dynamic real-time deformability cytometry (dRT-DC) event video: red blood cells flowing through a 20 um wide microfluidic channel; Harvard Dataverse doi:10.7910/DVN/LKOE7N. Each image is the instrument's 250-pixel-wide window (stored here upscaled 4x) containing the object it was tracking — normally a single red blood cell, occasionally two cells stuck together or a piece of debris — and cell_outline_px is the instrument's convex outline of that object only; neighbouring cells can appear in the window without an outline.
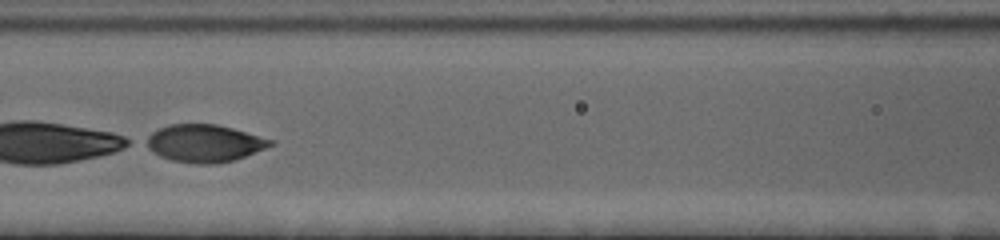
{"species": "human", "species_latin": "Homo sapiens", "temperature_condition": "cold", "stored_images_in_passage": 46, "segment_of_instrument_passage": [2, 2], "camera_frame_rate_fps": 3000, "um_per_image_px": 0.085, "donor": {"sex": "female"}, "frame": {"image": 1, "passage_image": 15, "time_ms": 4.667, "image_size_px": [1000, 240], "cell_outline_px": [[276, 144], [244, 156], [232, 160], [216, 164], [196, 164], [172, 160], [160, 156], [152, 152], [140, 144], [140, 140], [152, 132], [168, 124], [216, 124], [232, 128], [276, 140]], "centroid_in_image_um": [17.3, 12.17], "position_along_channel_um": 149.3, "area_um2": 27.57}}
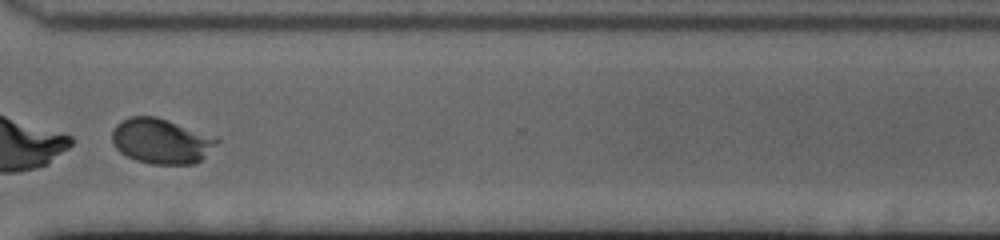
{"frame": {"image": 2, "passage_image": 33, "time_ms": 10.667, "image_size_px": [1000, 240], "cell_outline_px": [[220, 140], [200, 160], [192, 164], [152, 164], [136, 160], [120, 152], [116, 148], [112, 140], [112, 132], [116, 124], [128, 116], [156, 116], [216, 136]], "centroid_in_image_um": [13.69, 11.97], "position_along_channel_um": 356.9, "area_um2": 27.51}}